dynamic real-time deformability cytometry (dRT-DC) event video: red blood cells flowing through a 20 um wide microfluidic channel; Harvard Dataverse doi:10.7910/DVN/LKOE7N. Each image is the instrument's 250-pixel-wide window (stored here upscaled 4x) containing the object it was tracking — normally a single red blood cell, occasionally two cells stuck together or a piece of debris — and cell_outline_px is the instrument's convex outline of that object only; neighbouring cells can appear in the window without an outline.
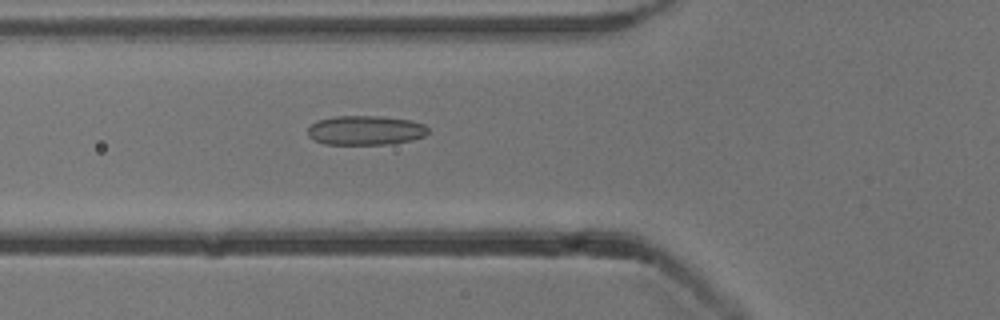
{"species": "common noctule bat (a hibernating species)", "species_latin": "Nyctalus noctula", "temperature_condition": "cold", "stored_images_in_passage": 53, "camera_frame_rate_fps": 3000, "um_per_image_px": 0.085, "animal": {"sex": "male", "body_mass_g": 13.3}, "frame": {"image": 1, "passage_image": 19, "time_ms": 6.0, "image_size_px": [1000, 320], "cell_outline_px": [[428, 132], [424, 136], [412, 140], [388, 144], [324, 144], [308, 136], [308, 128], [316, 120], [336, 116], [380, 116], [408, 120], [424, 124], [428, 128]], "centroid_in_image_um": [31.06, 11.07], "position_along_channel_um": 94.7, "area_um2": 20.52}}
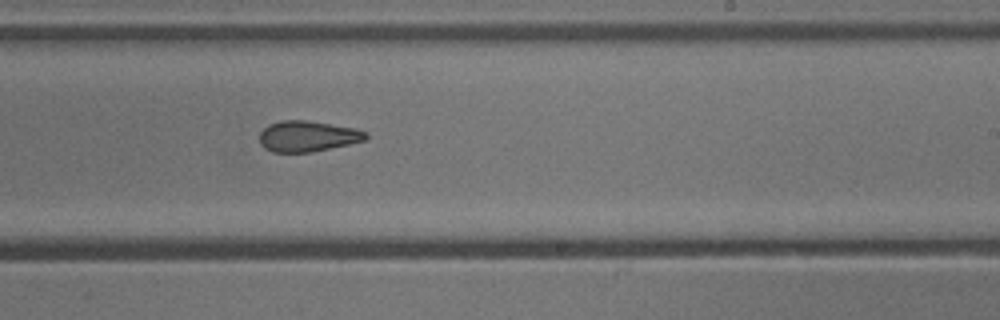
{"frame": {"image": 2, "passage_image": 32, "time_ms": 10.333, "image_size_px": [1000, 320], "cell_outline_px": [[368, 136], [364, 140], [348, 144], [312, 152], [272, 152], [264, 148], [260, 144], [260, 132], [268, 124], [280, 120], [304, 120], [356, 128], [368, 132]], "centroid_in_image_um": [26.12, 11.58], "position_along_channel_um": 262.9, "area_um2": 19.07}}
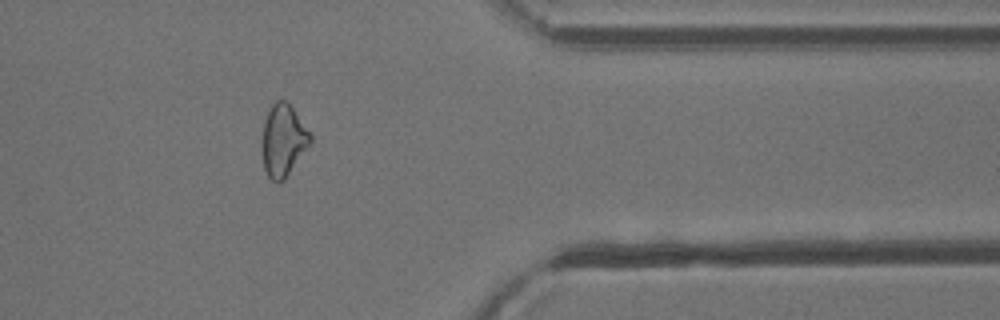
{"frame": {"image": 3, "passage_image": 43, "time_ms": 14.0, "image_size_px": [1000, 320], "cell_outline_px": [[312, 140], [284, 180], [272, 180], [268, 176], [264, 168], [260, 144], [264, 120], [272, 104], [276, 100], [284, 100], [292, 108], [312, 136]], "centroid_in_image_um": [24.02, 11.92], "position_along_channel_um": 387.4, "area_um2": 19.94}, "authors_computed_cell_mechanics": {"area_um2": 20.6924, "velocity_mm_per_s": 3.8544, "shape_relaxation_time_tau1_ms": null, "shape_relaxation_time_tau2_ms": 3.2233, "deformation_change_tau1": null, "deformation_change_tau2": 0.1063}}